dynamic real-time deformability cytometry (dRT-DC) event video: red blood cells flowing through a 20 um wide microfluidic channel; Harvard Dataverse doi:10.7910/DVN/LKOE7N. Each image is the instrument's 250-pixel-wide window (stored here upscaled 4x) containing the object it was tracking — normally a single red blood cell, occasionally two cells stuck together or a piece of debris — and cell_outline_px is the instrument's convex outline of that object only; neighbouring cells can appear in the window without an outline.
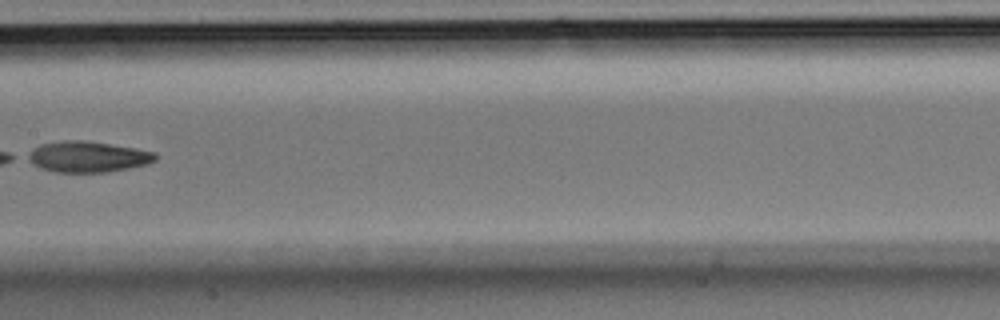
{"species": "Egyptian fruit bat (a non-hibernating species)", "species_latin": "Rousettus aegyptiacus", "temperature_condition": "room temperature", "stored_images_in_passage": 24, "camera_frame_rate_fps": 3000, "um_per_image_px": 0.085, "animal": {"sex": "male"}, "frame": {"image": 1, "passage_image": 8, "time_ms": 2.333, "image_size_px": [1000, 320], "cell_outline_px": [[156, 160], [148, 164], [108, 172], [56, 172], [40, 168], [24, 160], [24, 156], [32, 148], [40, 144], [64, 140], [84, 140], [136, 148], [156, 152]], "centroid_in_image_um": [7.39, 13.32], "position_along_channel_um": 200.0, "area_um2": 23.29}}
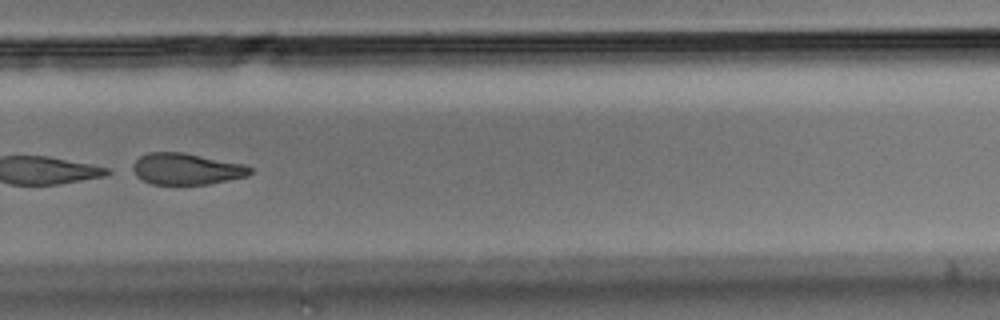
{"frame": {"image": 2, "passage_image": 14, "time_ms": 4.333, "image_size_px": [1000, 320], "cell_outline_px": [[252, 172], [248, 176], [208, 184], [152, 184], [136, 176], [128, 168], [140, 156], [148, 152], [184, 152], [244, 164], [252, 168]], "centroid_in_image_um": [15.81, 14.35], "position_along_channel_um": 314.0, "area_um2": 21.68}}